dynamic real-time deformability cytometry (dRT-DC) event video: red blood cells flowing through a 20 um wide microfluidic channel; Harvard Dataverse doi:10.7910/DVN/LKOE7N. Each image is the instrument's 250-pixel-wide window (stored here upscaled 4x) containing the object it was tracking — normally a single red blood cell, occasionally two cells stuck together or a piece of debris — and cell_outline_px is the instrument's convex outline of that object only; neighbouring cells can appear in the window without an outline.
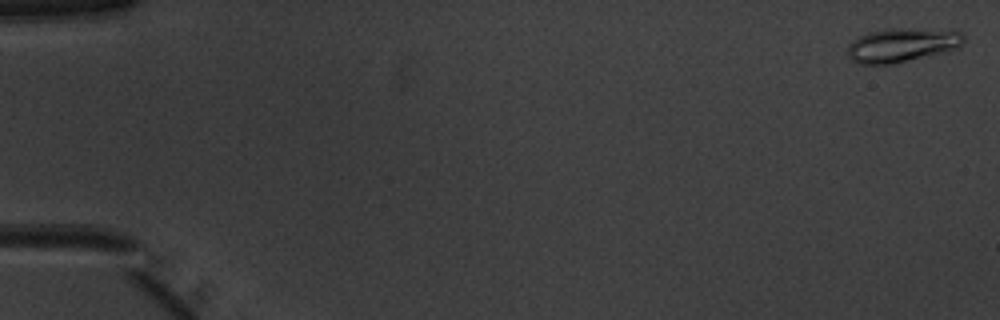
{"species": "common noctule bat (a hibernating species)", "species_latin": "Nyctalus noctula", "temperature_condition": "warm", "stored_images_in_passage": 51, "camera_frame_rate_fps": 3000, "um_per_image_px": 0.085, "animal": {"sex": "male", "body_mass_g": 20.1, "forearm_length_mm": 53.5}, "frame": {"image": 1, "passage_image": 1, "time_ms": 0.0, "image_size_px": [1000, 320], "cell_outline_px": [[964, 44], [956, 48], [892, 64], [860, 64], [852, 60], [848, 56], [848, 44], [852, 40], [868, 32], [888, 28], [900, 28], [960, 32], [964, 36]], "centroid_in_image_um": [76.59, 3.83], "position_along_channel_um": 8.4, "area_um2": 22.48}}
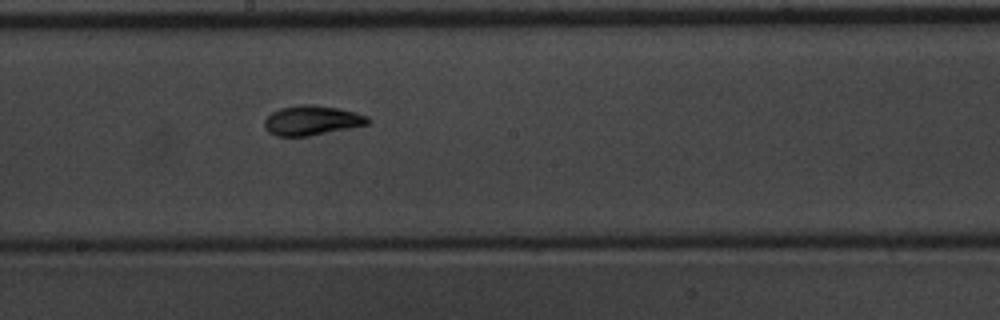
{"frame": {"image": 2, "passage_image": 29, "time_ms": 9.333, "image_size_px": [1000, 320], "cell_outline_px": [[372, 120], [368, 124], [308, 136], [276, 136], [268, 132], [264, 128], [264, 120], [272, 112], [280, 108], [296, 104], [312, 104], [336, 108], [356, 112], [368, 116]], "centroid_in_image_um": [26.48, 10.22], "position_along_channel_um": 221.7, "area_um2": 17.92}}
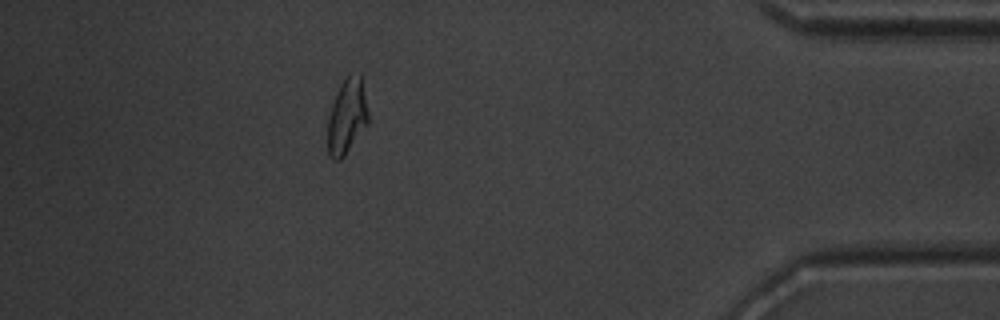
{"frame": {"image": 3, "passage_image": 46, "time_ms": 15.0, "image_size_px": [1000, 320], "cell_outline_px": [[368, 124], [344, 156], [340, 160], [332, 160], [328, 156], [328, 116], [336, 92], [340, 84], [348, 76], [360, 72], [368, 112]], "centroid_in_image_um": [29.48, 9.92], "position_along_channel_um": 405.7, "area_um2": 17.74}, "authors_computed_cell_mechanics": {"area_um2": 17.8024, "velocity_mm_per_s": 3.9825, "shape_relaxation_time_tau1_ms": 3.6586, "shape_relaxation_time_tau2_ms": 1.558, "deformation_change_tau1": 0.153, "deformation_change_tau2": 0.0456}}